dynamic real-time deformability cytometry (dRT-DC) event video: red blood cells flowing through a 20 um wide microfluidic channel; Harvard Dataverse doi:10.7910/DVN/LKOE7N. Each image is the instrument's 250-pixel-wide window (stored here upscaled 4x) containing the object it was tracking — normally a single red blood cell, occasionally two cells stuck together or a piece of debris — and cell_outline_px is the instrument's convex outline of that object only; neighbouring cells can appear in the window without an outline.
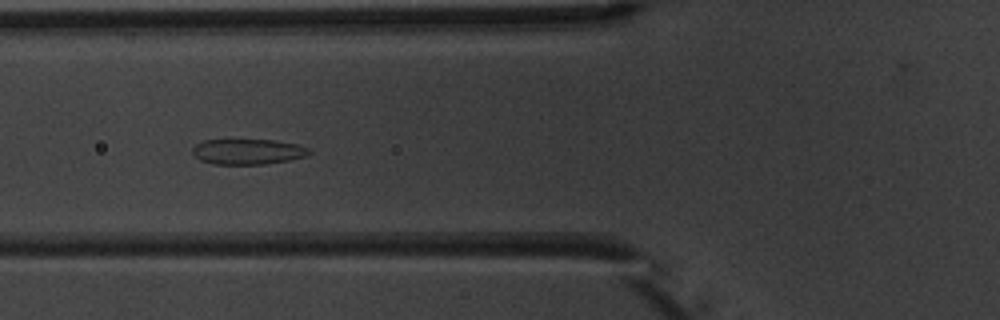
{"species": "common noctule bat (a hibernating species)", "species_latin": "Nyctalus noctula", "temperature_condition": "warm", "stored_images_in_passage": 10, "camera_frame_rate_fps": 3000, "um_per_image_px": 0.085, "animal": {"sex": "male", "body_mass_g": 20.1, "forearm_length_mm": 53.5}, "frame": {"image": 1, "passage_image": 5, "time_ms": 5.333, "image_size_px": [1000, 320], "cell_outline_px": [[312, 152], [308, 156], [288, 160], [264, 164], [212, 164], [200, 160], [192, 152], [192, 148], [196, 144], [204, 140], [272, 140], [296, 144], [308, 148]], "centroid_in_image_um": [21.06, 12.89], "position_along_channel_um": 104.7, "area_um2": 17.22}}
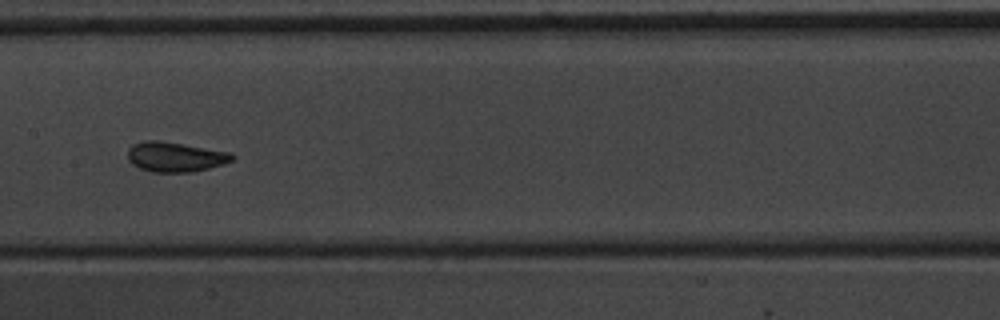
{"frame": {"image": 2, "passage_image": 7, "time_ms": 7.667, "image_size_px": [1000, 320], "cell_outline_px": [[236, 156], [232, 160], [224, 164], [192, 172], [152, 172], [140, 168], [132, 164], [128, 160], [128, 148], [132, 144], [148, 140], [156, 140], [228, 152]], "centroid_in_image_um": [14.86, 13.34], "position_along_channel_um": 192.5, "area_um2": 17.92}}
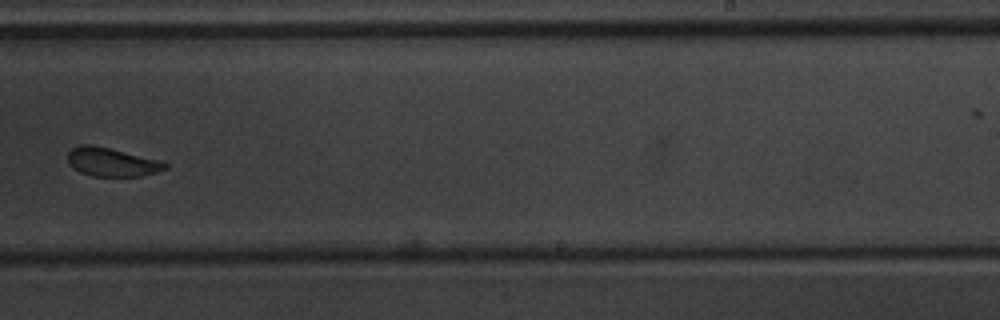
{"frame": {"image": 3, "passage_image": 9, "time_ms": 10.0, "image_size_px": [1000, 320], "cell_outline_px": [[168, 168], [156, 172], [140, 176], [92, 176], [80, 172], [72, 168], [68, 164], [68, 152], [72, 148], [80, 144], [92, 144], [164, 160], [168, 164]], "centroid_in_image_um": [9.52, 13.76], "position_along_channel_um": 279.5, "area_um2": 16.59}}